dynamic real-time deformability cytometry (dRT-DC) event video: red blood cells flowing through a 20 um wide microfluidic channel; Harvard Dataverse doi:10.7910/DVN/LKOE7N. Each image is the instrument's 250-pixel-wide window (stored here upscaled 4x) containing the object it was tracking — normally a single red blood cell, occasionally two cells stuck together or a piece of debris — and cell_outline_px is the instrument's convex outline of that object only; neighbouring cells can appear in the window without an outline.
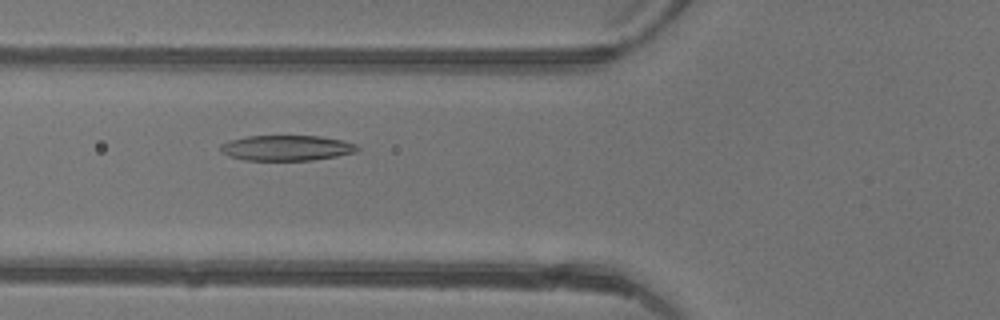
{"species": "common noctule bat (a hibernating species)", "species_latin": "Nyctalus noctula", "temperature_condition": "warm", "stored_images_in_passage": 36, "camera_frame_rate_fps": 3000, "um_per_image_px": 0.085, "animal": {"sex": "female"}, "frame": {"image": 1, "passage_image": 7, "time_ms": 2.0, "image_size_px": [1000, 320], "cell_outline_px": [[360, 148], [356, 152], [336, 156], [312, 160], [244, 160], [228, 156], [220, 148], [220, 144], [228, 140], [248, 136], [320, 136], [344, 140], [356, 144]], "centroid_in_image_um": [24.37, 12.57], "position_along_channel_um": 101.4, "area_um2": 20.29}}
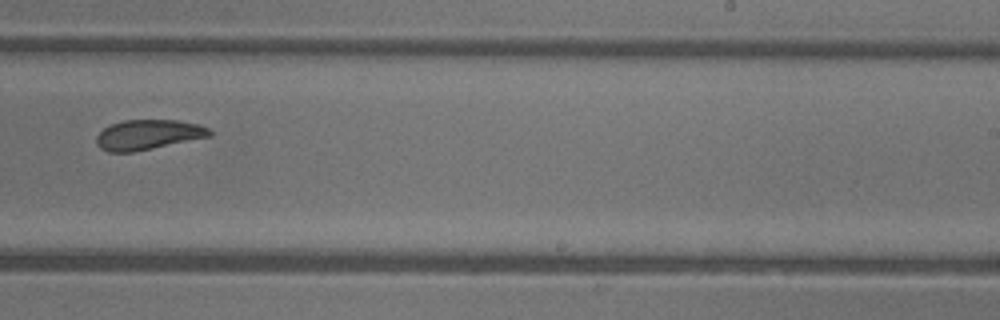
{"frame": {"image": 2, "passage_image": 19, "time_ms": 6.0, "image_size_px": [1000, 320], "cell_outline_px": [[212, 136], [132, 152], [108, 152], [100, 148], [96, 144], [96, 136], [104, 128], [112, 124], [124, 120], [176, 120], [200, 124], [208, 128], [212, 132]], "centroid_in_image_um": [12.59, 11.44], "position_along_channel_um": 276.4, "area_um2": 19.71}}
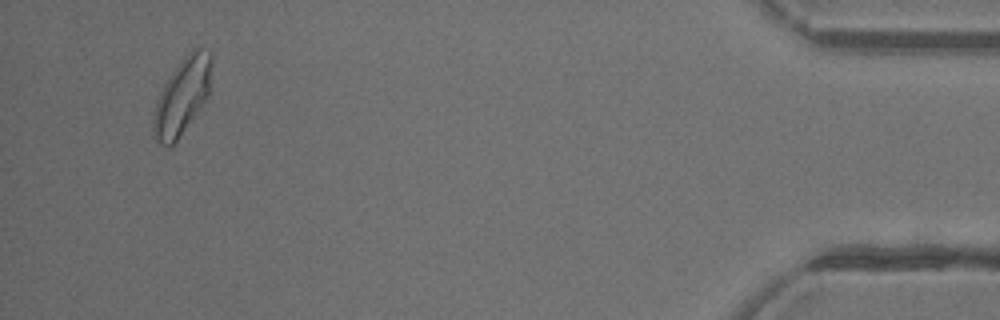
{"frame": {"image": 3, "passage_image": 34, "time_ms": 11.0, "image_size_px": [1000, 320], "cell_outline_px": [[212, 64], [208, 96], [200, 108], [176, 140], [168, 148], [160, 144], [152, 132], [152, 120], [156, 100], [164, 84], [172, 72], [184, 56], [196, 44], [212, 56]], "centroid_in_image_um": [15.47, 8.15], "position_along_channel_um": 419.7, "area_um2": 25.78}, "authors_computed_cell_mechanics": {"area_um2": 21.1259, "velocity_mm_per_s": 4.3727, "shape_relaxation_time_tau1_ms": 5.084, "shape_relaxation_time_tau2_ms": 1.8664, "deformation_change_tau1": 0.1603, "deformation_change_tau2": 0.0907}}